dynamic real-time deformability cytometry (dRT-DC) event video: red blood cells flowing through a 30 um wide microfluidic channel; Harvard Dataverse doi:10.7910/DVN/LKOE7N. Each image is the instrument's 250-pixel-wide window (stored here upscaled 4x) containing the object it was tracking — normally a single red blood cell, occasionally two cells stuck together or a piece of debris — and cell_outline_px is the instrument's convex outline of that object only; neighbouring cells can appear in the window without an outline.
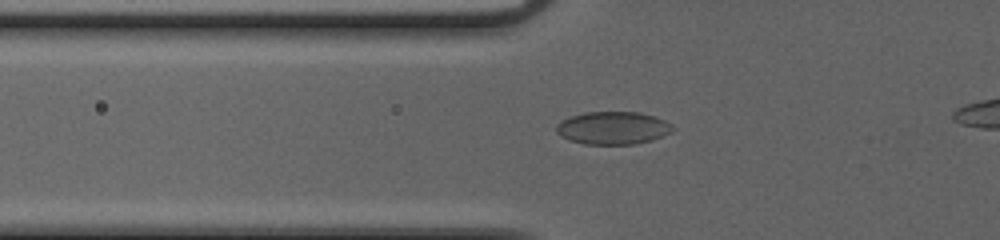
{"species": "common noctule bat (a hibernating species)", "species_latin": "Nyctalus noctula", "temperature_condition": "cold", "stored_images_in_passage": 45, "camera_frame_rate_fps": 3000, "um_per_image_px": 0.085, "animal": {"sex": "female", "body_mass_g": 20.0, "forearm_length_mm": 54.0}, "frame": {"image": 1, "passage_image": 16, "time_ms": 5.0, "image_size_px": [1000, 240], "cell_outline_px": [[676, 128], [672, 132], [652, 140], [632, 144], [584, 144], [568, 140], [560, 136], [556, 132], [556, 124], [560, 120], [584, 112], [640, 112], [664, 120], [672, 124]], "centroid_in_image_um": [52.08, 10.88], "position_along_channel_um": 73.7, "area_um2": 22.37}}
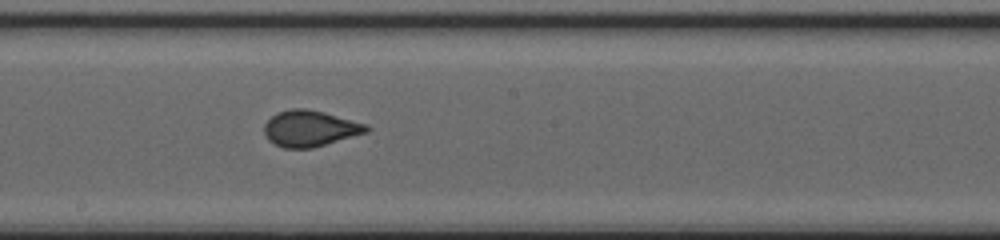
{"frame": {"image": 2, "passage_image": 27, "time_ms": 8.667, "image_size_px": [1000, 240], "cell_outline_px": [[372, 128], [368, 132], [312, 148], [284, 148], [268, 140], [264, 132], [264, 124], [276, 112], [292, 108], [304, 108], [324, 112], [368, 124]], "centroid_in_image_um": [26.37, 10.91], "position_along_channel_um": 221.8, "area_um2": 21.56}}
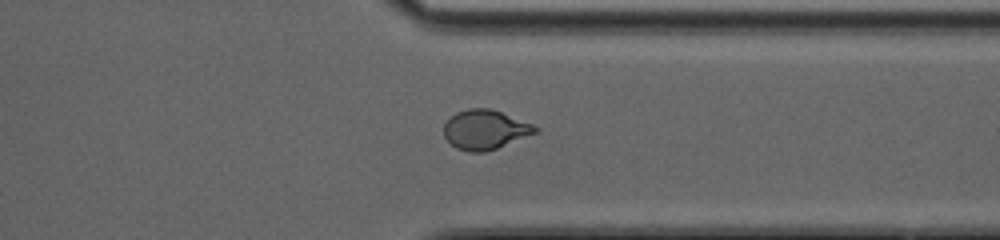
{"frame": {"image": 3, "passage_image": 38, "time_ms": 12.333, "image_size_px": [1000, 240], "cell_outline_px": [[540, 128], [536, 132], [496, 148], [484, 152], [468, 152], [456, 148], [444, 136], [444, 124], [456, 112], [468, 108], [492, 108], [532, 124]], "centroid_in_image_um": [41.21, 11.01], "position_along_channel_um": 370.2, "area_um2": 20.81}}